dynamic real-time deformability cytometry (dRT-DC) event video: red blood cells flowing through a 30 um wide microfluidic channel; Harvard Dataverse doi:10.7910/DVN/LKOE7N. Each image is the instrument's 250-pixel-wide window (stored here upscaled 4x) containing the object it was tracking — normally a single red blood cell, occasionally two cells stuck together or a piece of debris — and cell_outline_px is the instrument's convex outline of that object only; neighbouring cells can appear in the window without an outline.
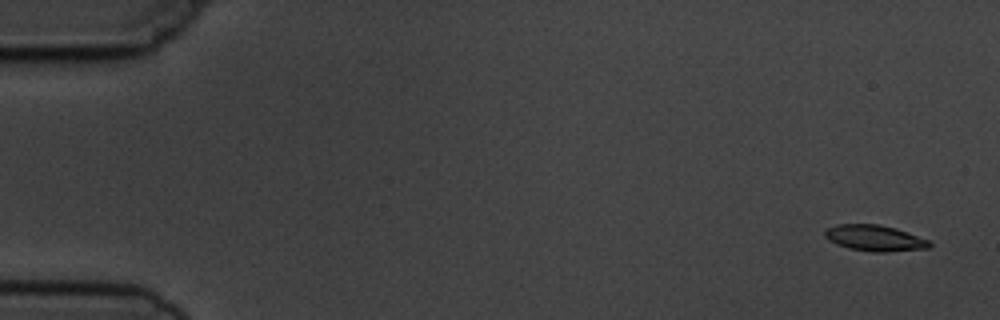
{"species": "common noctule bat (a hibernating species)", "species_latin": "Nyctalus noctula", "temperature_condition": "cold", "stored_images_in_passage": 5, "camera_frame_rate_fps": 3000, "um_per_image_px": 0.085, "animal": {"sex": "male", "body_mass_g": 19.5, "forearm_length_mm": 54.6}, "frame": {"image": 1, "passage_image": 1, "time_ms": 0.0, "image_size_px": [1000, 320], "cell_outline_px": [[932, 244], [928, 248], [884, 252], [872, 252], [848, 248], [836, 244], [828, 240], [824, 236], [824, 232], [828, 228], [836, 224], [880, 224], [896, 228], [908, 232], [928, 240]], "centroid_in_image_um": [74.33, 20.23], "position_along_channel_um": 10.7, "area_um2": 15.9}}